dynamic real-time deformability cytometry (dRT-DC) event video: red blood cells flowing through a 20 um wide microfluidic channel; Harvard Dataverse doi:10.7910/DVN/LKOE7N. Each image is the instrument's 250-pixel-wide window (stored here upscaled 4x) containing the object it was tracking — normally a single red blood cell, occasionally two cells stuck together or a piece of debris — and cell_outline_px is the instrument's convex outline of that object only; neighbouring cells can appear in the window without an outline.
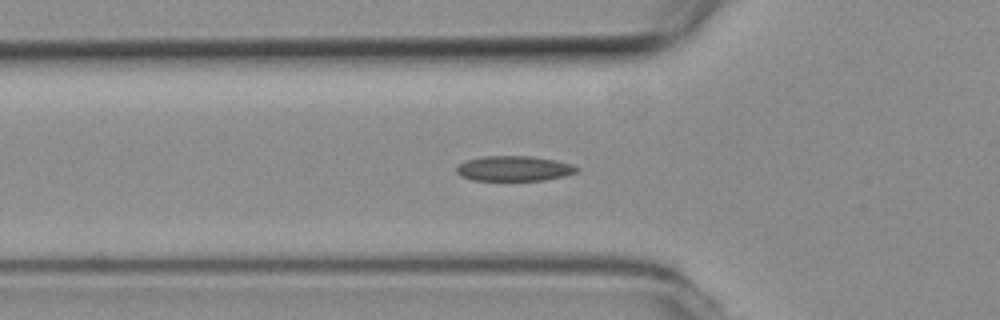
{"species": "common noctule bat (a hibernating species)", "species_latin": "Nyctalus noctula", "temperature_condition": "room temperature", "stored_images_in_passage": 36, "camera_frame_rate_fps": 3000, "um_per_image_px": 0.085, "animal": {"sex": "female", "body_mass_g": 19.3, "forearm_length_mm": 54.1}, "frame": {"image": 1, "passage_image": 7, "time_ms": 2.0, "image_size_px": [1000, 320], "cell_outline_px": [[580, 172], [564, 176], [544, 180], [472, 180], [460, 176], [456, 172], [456, 168], [464, 160], [480, 156], [532, 156], [556, 160], [572, 164], [580, 168]], "centroid_in_image_um": [43.71, 14.31], "position_along_channel_um": 82.1, "area_um2": 17.86}}
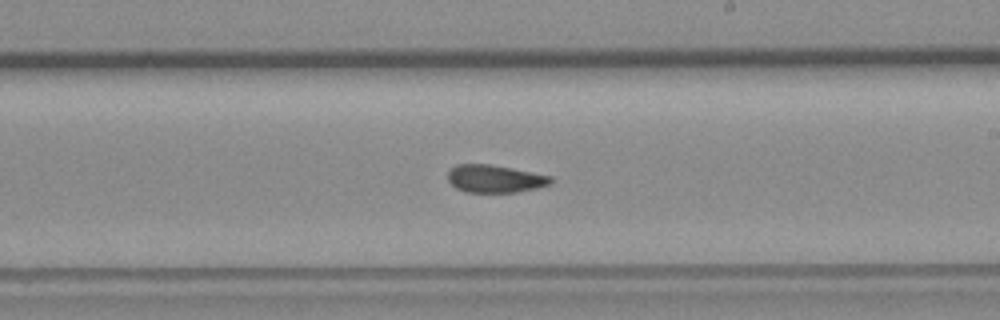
{"frame": {"image": 2, "passage_image": 20, "time_ms": 6.333, "image_size_px": [1000, 320], "cell_outline_px": [[552, 184], [536, 188], [516, 192], [464, 192], [456, 188], [448, 180], [448, 172], [456, 164], [488, 164], [512, 168], [552, 176]], "centroid_in_image_um": [42.07, 15.19], "position_along_channel_um": 246.9, "area_um2": 16.59}}
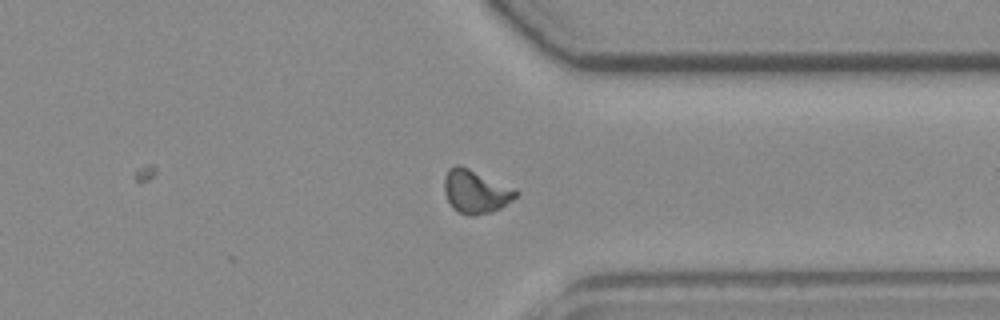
{"frame": {"image": 3, "passage_image": 30, "time_ms": 9.667, "image_size_px": [1000, 320], "cell_outline_px": [[520, 192], [512, 200], [500, 208], [492, 212], [472, 216], [460, 212], [452, 208], [444, 192], [444, 176], [448, 168], [456, 164], [460, 164]], "centroid_in_image_um": [40.38, 16.28], "position_along_channel_um": 371.0, "area_um2": 17.86}, "authors_computed_cell_mechanics": {"area_um2": 17.1377, "velocity_mm_per_s": 3.7914, "shape_relaxation_time_tau1_ms": null, "shape_relaxation_time_tau2_ms": 3.6399, "deformation_change_tau1": null, "deformation_change_tau2": 0.0791}}